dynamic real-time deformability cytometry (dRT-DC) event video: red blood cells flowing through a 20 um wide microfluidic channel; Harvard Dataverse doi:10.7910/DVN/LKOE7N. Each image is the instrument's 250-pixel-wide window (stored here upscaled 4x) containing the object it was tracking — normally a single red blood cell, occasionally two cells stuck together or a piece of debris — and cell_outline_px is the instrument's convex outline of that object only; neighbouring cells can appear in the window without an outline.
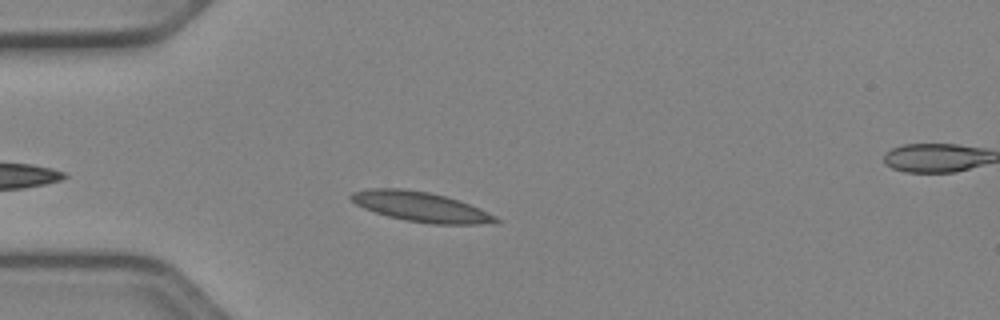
{"species": "Egyptian fruit bat (a non-hibernating species)", "species_latin": "Rousettus aegyptiacus", "temperature_condition": "cold", "stored_images_in_passage": 39, "camera_frame_rate_fps": 3000, "um_per_image_px": 0.085, "animal": {"sex": "female"}, "frame": {"image": 1, "passage_image": 6, "time_ms": 1.667, "image_size_px": [1000, 320], "cell_outline_px": [[500, 220], [496, 224], [432, 224], [404, 220], [388, 216], [364, 208], [356, 204], [348, 196], [352, 192], [372, 188], [404, 188], [428, 192], [460, 200], [480, 208], [496, 216]], "centroid_in_image_um": [35.8, 17.58], "position_along_channel_um": 49.2, "area_um2": 25.26}}
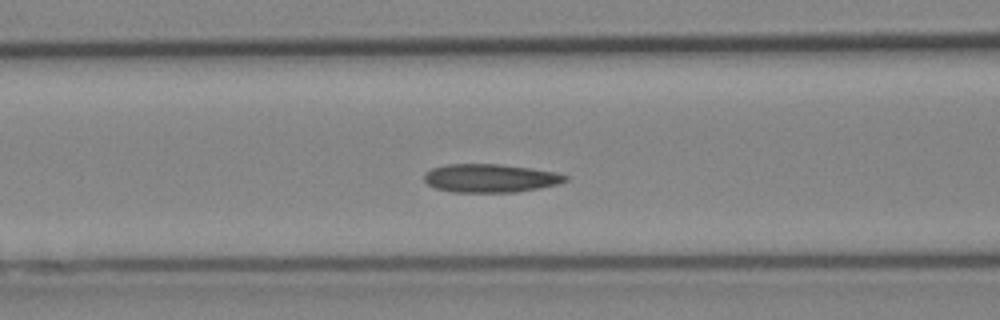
{"frame": {"image": 2, "passage_image": 13, "time_ms": 4.0, "image_size_px": [1000, 320], "cell_outline_px": [[568, 180], [556, 184], [540, 188], [516, 192], [452, 192], [436, 188], [428, 184], [424, 180], [424, 176], [432, 168], [448, 164], [500, 164], [532, 168], [556, 172], [568, 176]], "centroid_in_image_um": [41.7, 15.14], "position_along_channel_um": 124.9, "area_um2": 23.29}}
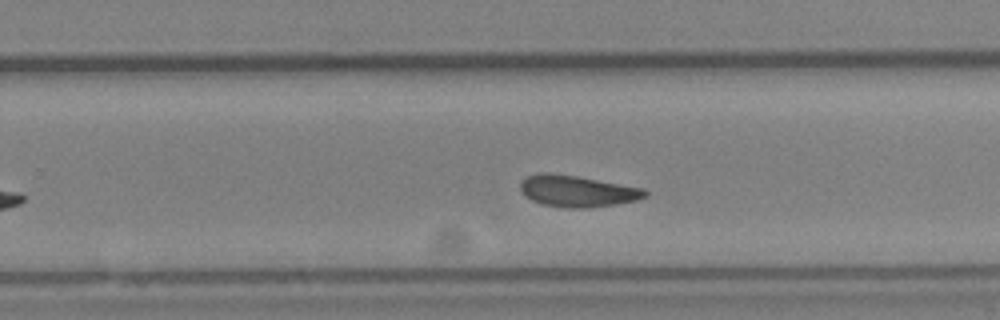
{"frame": {"image": 3, "passage_image": 25, "time_ms": 8.0, "image_size_px": [1000, 320], "cell_outline_px": [[648, 196], [636, 200], [588, 208], [568, 208], [540, 204], [524, 196], [520, 192], [520, 180], [528, 176], [540, 172], [548, 172], [576, 176], [644, 188], [648, 192]], "centroid_in_image_um": [49.02, 16.24], "position_along_channel_um": 280.8, "area_um2": 22.95}, "authors_computed_cell_mechanics": {"area_um2": 22.7154, "velocity_mm_per_s": 3.9005, "shape_relaxation_time_tau1_ms": 8.3511, "shape_relaxation_time_tau2_ms": 6.8482, "deformation_change_tau1": 0.1526, "deformation_change_tau2": 0.0843}}